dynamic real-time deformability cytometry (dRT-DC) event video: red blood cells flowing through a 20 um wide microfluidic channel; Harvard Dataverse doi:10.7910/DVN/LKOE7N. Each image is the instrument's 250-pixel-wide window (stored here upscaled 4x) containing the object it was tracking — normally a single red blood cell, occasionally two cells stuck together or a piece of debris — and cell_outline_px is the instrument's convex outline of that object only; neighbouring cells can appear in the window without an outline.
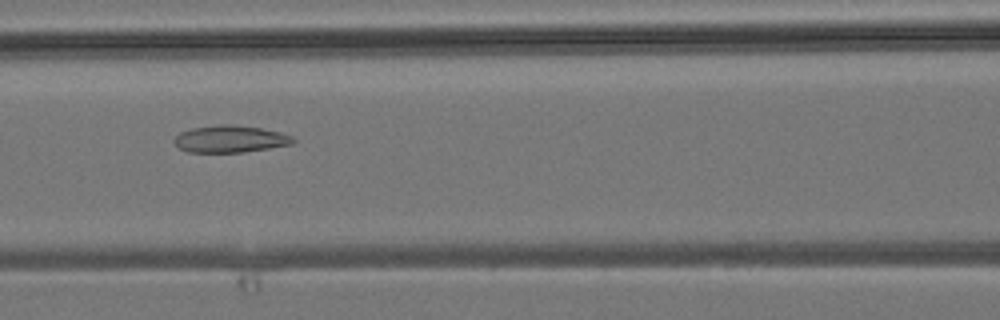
{"species": "common noctule bat (a hibernating species)", "species_latin": "Nyctalus noctula", "temperature_condition": "room temperature", "stored_images_in_passage": 6, "camera_frame_rate_fps": 3000, "um_per_image_px": 0.085, "animal": {"sex": "male", "body_mass_g": 19.2, "forearm_length_mm": 51.8}, "frame": {"image": 1, "passage_image": 6, "time_ms": 5.667, "image_size_px": [1000, 320], "cell_outline_px": [[296, 140], [292, 144], [268, 148], [240, 152], [188, 152], [180, 148], [172, 140], [180, 132], [192, 128], [220, 124], [232, 124], [260, 128], [280, 132], [292, 136]], "centroid_in_image_um": [19.56, 11.8], "position_along_channel_um": 147.0, "area_um2": 18.61}}